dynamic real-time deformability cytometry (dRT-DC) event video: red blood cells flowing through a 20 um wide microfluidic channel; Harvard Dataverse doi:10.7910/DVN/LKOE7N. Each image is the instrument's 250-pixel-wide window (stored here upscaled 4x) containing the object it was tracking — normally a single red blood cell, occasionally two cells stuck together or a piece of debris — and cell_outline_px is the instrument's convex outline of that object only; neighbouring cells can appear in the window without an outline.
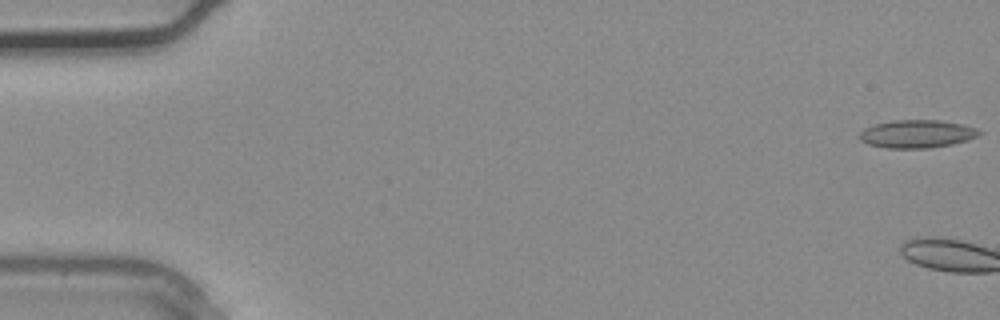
{"species": "common noctule bat (a hibernating species)", "species_latin": "Nyctalus noctula", "temperature_condition": "warm", "stored_images_in_passage": 5, "camera_frame_rate_fps": 3000, "um_per_image_px": 0.085, "animal": {"sex": "male", "body_mass_g": 20.4}, "frame": {"image": 1, "passage_image": 1, "time_ms": 0.0, "image_size_px": [1000, 320], "cell_outline_px": [[984, 132], [968, 140], [952, 144], [932, 148], [888, 148], [868, 144], [860, 140], [860, 132], [864, 128], [876, 124], [892, 120], [940, 120], [964, 124], [976, 128]], "centroid_in_image_um": [77.97, 11.38], "position_along_channel_um": 7.0, "area_um2": 19.59}}